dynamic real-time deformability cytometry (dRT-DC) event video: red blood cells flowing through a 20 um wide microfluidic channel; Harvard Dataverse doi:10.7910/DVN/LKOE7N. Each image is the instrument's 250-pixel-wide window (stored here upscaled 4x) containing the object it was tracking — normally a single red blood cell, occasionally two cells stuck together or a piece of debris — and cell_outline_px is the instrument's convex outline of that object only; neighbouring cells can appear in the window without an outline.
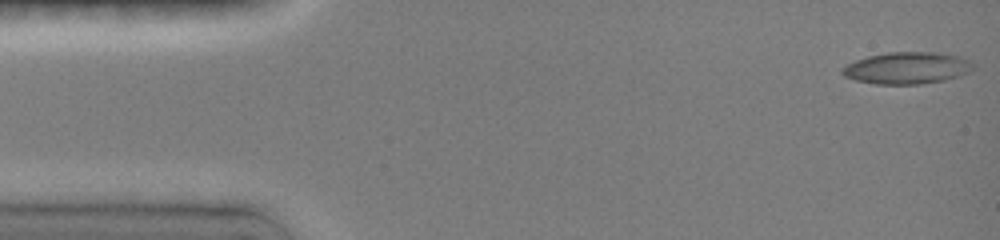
{"species": "common noctule bat (a hibernating species)", "species_latin": "Nyctalus noctula", "temperature_condition": "room temperature", "stored_images_in_passage": 46, "camera_frame_rate_fps": 3000, "um_per_image_px": 0.085, "animal": {"sex": "female", "body_mass_g": 19.0, "forearm_length_mm": 51.5}, "frame": {"image": 1, "passage_image": 1, "time_ms": 0.0, "image_size_px": [1000, 240], "cell_outline_px": [[976, 68], [960, 76], [944, 80], [920, 84], [876, 84], [856, 80], [844, 76], [840, 72], [840, 68], [856, 60], [868, 56], [888, 52], [936, 52], [960, 56], [976, 64]], "centroid_in_image_um": [77.12, 5.78], "position_along_channel_um": 7.9, "area_um2": 24.45}}
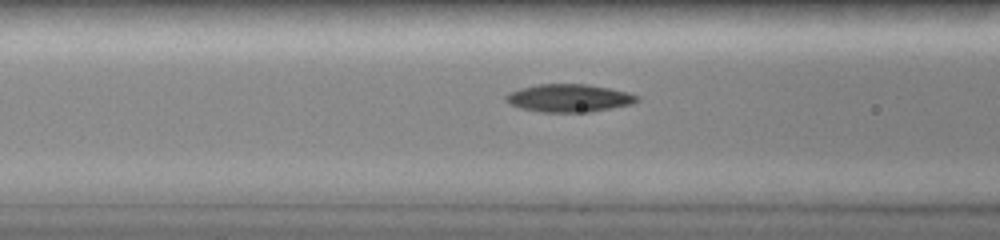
{"frame": {"image": 2, "passage_image": 24, "time_ms": 5.667, "image_size_px": [1000, 240], "cell_outline_px": [[640, 100], [632, 104], [588, 112], [540, 112], [520, 108], [504, 100], [504, 96], [512, 92], [524, 88], [540, 84], [584, 84], [608, 88], [628, 92], [636, 96]], "centroid_in_image_um": [48.37, 8.34], "position_along_channel_um": 118.2, "area_um2": 20.92}}
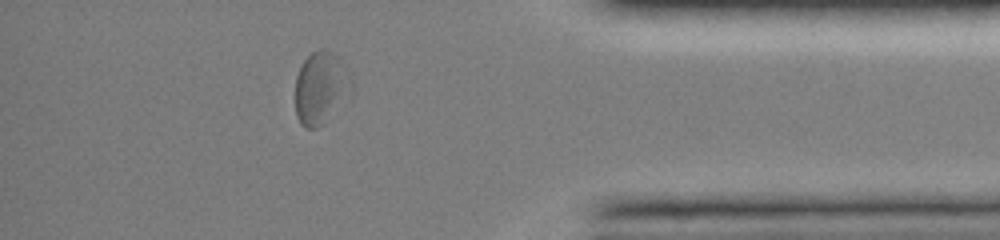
{"frame": {"image": 3, "passage_image": 43, "time_ms": 13.333, "image_size_px": [1000, 240], "cell_outline_px": [[352, 96], [324, 124], [316, 128], [304, 128], [300, 124], [296, 116], [296, 76], [304, 60], [312, 52], [320, 48], [324, 48], [332, 52], [340, 60], [352, 84]], "centroid_in_image_um": [27.28, 7.52], "position_along_channel_um": 407.9, "area_um2": 23.93}, "authors_computed_cell_mechanics": {"area_um2": 21.5016, "velocity_mm_per_s": 4.0025, "shape_relaxation_time_tau1_ms": null, "shape_relaxation_time_tau2_ms": 4.6039, "deformation_change_tau1": null, "deformation_change_tau2": 0.0963}}